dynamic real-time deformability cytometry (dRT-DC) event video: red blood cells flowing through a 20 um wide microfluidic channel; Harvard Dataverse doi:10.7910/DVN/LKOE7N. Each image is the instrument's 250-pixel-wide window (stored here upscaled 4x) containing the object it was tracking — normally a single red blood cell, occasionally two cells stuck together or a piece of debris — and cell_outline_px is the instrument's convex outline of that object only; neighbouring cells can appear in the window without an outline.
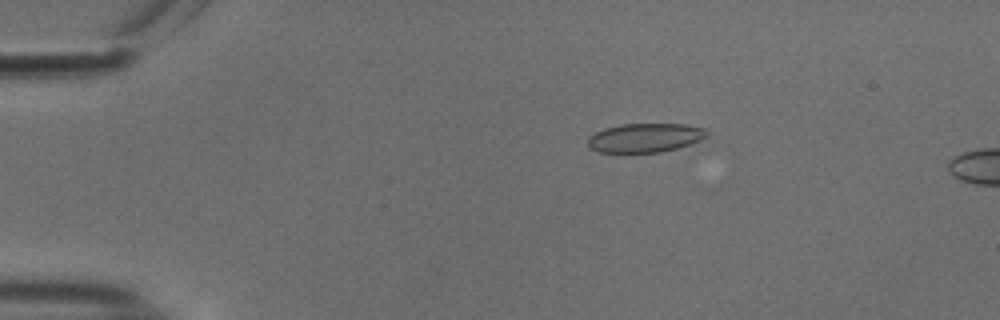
{"species": "common noctule bat (a hibernating species)", "species_latin": "Nyctalus noctula", "temperature_condition": "cold", "stored_images_in_passage": 9, "camera_frame_rate_fps": 3000, "um_per_image_px": 0.085, "animal": {"sex": "male", "body_mass_g": 18.8}, "frame": {"image": 1, "passage_image": 5, "time_ms": 1.333, "image_size_px": [1000, 320], "cell_outline_px": [[708, 136], [700, 140], [676, 148], [660, 152], [600, 152], [588, 148], [588, 136], [604, 128], [620, 124], [684, 124], [704, 128], [708, 132]], "centroid_in_image_um": [54.8, 11.7], "position_along_channel_um": 30.2, "area_um2": 20.06}}